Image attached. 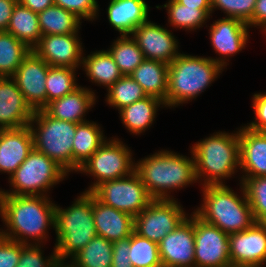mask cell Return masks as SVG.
Segmentation results:
<instances>
[{
	"label": "cell",
	"instance_id": "cell-20",
	"mask_svg": "<svg viewBox=\"0 0 266 267\" xmlns=\"http://www.w3.org/2000/svg\"><path fill=\"white\" fill-rule=\"evenodd\" d=\"M33 148L29 125L17 129H0V173H7L10 177Z\"/></svg>",
	"mask_w": 266,
	"mask_h": 267
},
{
	"label": "cell",
	"instance_id": "cell-43",
	"mask_svg": "<svg viewBox=\"0 0 266 267\" xmlns=\"http://www.w3.org/2000/svg\"><path fill=\"white\" fill-rule=\"evenodd\" d=\"M255 120L245 126L256 132H266V93H254L252 98Z\"/></svg>",
	"mask_w": 266,
	"mask_h": 267
},
{
	"label": "cell",
	"instance_id": "cell-17",
	"mask_svg": "<svg viewBox=\"0 0 266 267\" xmlns=\"http://www.w3.org/2000/svg\"><path fill=\"white\" fill-rule=\"evenodd\" d=\"M249 28L248 24L235 18L224 17L213 22L209 28V38L212 48L221 56L210 58L225 68L228 65L226 57H232L245 48L249 39Z\"/></svg>",
	"mask_w": 266,
	"mask_h": 267
},
{
	"label": "cell",
	"instance_id": "cell-13",
	"mask_svg": "<svg viewBox=\"0 0 266 267\" xmlns=\"http://www.w3.org/2000/svg\"><path fill=\"white\" fill-rule=\"evenodd\" d=\"M49 68L50 65L31 50L12 76L33 111L47 106L45 82Z\"/></svg>",
	"mask_w": 266,
	"mask_h": 267
},
{
	"label": "cell",
	"instance_id": "cell-48",
	"mask_svg": "<svg viewBox=\"0 0 266 267\" xmlns=\"http://www.w3.org/2000/svg\"><path fill=\"white\" fill-rule=\"evenodd\" d=\"M179 4L195 9H211V0H176Z\"/></svg>",
	"mask_w": 266,
	"mask_h": 267
},
{
	"label": "cell",
	"instance_id": "cell-18",
	"mask_svg": "<svg viewBox=\"0 0 266 267\" xmlns=\"http://www.w3.org/2000/svg\"><path fill=\"white\" fill-rule=\"evenodd\" d=\"M78 34L45 35L32 49L50 66L81 67L83 47Z\"/></svg>",
	"mask_w": 266,
	"mask_h": 267
},
{
	"label": "cell",
	"instance_id": "cell-3",
	"mask_svg": "<svg viewBox=\"0 0 266 267\" xmlns=\"http://www.w3.org/2000/svg\"><path fill=\"white\" fill-rule=\"evenodd\" d=\"M191 151L195 158L197 181L200 180L203 186L224 184L223 181L240 169L238 131L234 134L216 132L192 145Z\"/></svg>",
	"mask_w": 266,
	"mask_h": 267
},
{
	"label": "cell",
	"instance_id": "cell-8",
	"mask_svg": "<svg viewBox=\"0 0 266 267\" xmlns=\"http://www.w3.org/2000/svg\"><path fill=\"white\" fill-rule=\"evenodd\" d=\"M68 173L54 160L33 148L26 160L8 178L11 190L0 194L49 196L48 190L63 181Z\"/></svg>",
	"mask_w": 266,
	"mask_h": 267
},
{
	"label": "cell",
	"instance_id": "cell-47",
	"mask_svg": "<svg viewBox=\"0 0 266 267\" xmlns=\"http://www.w3.org/2000/svg\"><path fill=\"white\" fill-rule=\"evenodd\" d=\"M18 2L36 13L42 12L54 4L53 0H18Z\"/></svg>",
	"mask_w": 266,
	"mask_h": 267
},
{
	"label": "cell",
	"instance_id": "cell-19",
	"mask_svg": "<svg viewBox=\"0 0 266 267\" xmlns=\"http://www.w3.org/2000/svg\"><path fill=\"white\" fill-rule=\"evenodd\" d=\"M34 111L12 77H0V129L28 126Z\"/></svg>",
	"mask_w": 266,
	"mask_h": 267
},
{
	"label": "cell",
	"instance_id": "cell-30",
	"mask_svg": "<svg viewBox=\"0 0 266 267\" xmlns=\"http://www.w3.org/2000/svg\"><path fill=\"white\" fill-rule=\"evenodd\" d=\"M42 36L78 34L81 19L55 4L38 13Z\"/></svg>",
	"mask_w": 266,
	"mask_h": 267
},
{
	"label": "cell",
	"instance_id": "cell-10",
	"mask_svg": "<svg viewBox=\"0 0 266 267\" xmlns=\"http://www.w3.org/2000/svg\"><path fill=\"white\" fill-rule=\"evenodd\" d=\"M91 193L105 205L133 217L153 200L135 171L124 178L100 183Z\"/></svg>",
	"mask_w": 266,
	"mask_h": 267
},
{
	"label": "cell",
	"instance_id": "cell-9",
	"mask_svg": "<svg viewBox=\"0 0 266 267\" xmlns=\"http://www.w3.org/2000/svg\"><path fill=\"white\" fill-rule=\"evenodd\" d=\"M134 171L131 150L119 138L113 137L107 139L78 170L93 176L96 181L85 192H92L100 183L124 178Z\"/></svg>",
	"mask_w": 266,
	"mask_h": 267
},
{
	"label": "cell",
	"instance_id": "cell-24",
	"mask_svg": "<svg viewBox=\"0 0 266 267\" xmlns=\"http://www.w3.org/2000/svg\"><path fill=\"white\" fill-rule=\"evenodd\" d=\"M149 9L145 0H110L107 8L109 24L120 36L131 35L149 19Z\"/></svg>",
	"mask_w": 266,
	"mask_h": 267
},
{
	"label": "cell",
	"instance_id": "cell-36",
	"mask_svg": "<svg viewBox=\"0 0 266 267\" xmlns=\"http://www.w3.org/2000/svg\"><path fill=\"white\" fill-rule=\"evenodd\" d=\"M75 71L77 70L70 67L50 66L45 82L47 105L52 100L62 98L80 86L76 82Z\"/></svg>",
	"mask_w": 266,
	"mask_h": 267
},
{
	"label": "cell",
	"instance_id": "cell-32",
	"mask_svg": "<svg viewBox=\"0 0 266 267\" xmlns=\"http://www.w3.org/2000/svg\"><path fill=\"white\" fill-rule=\"evenodd\" d=\"M166 8L168 14V22L171 26L179 29H186L187 31H194L201 26L211 16V9H195L186 7L179 4L176 0H168V2L162 6H156L159 8Z\"/></svg>",
	"mask_w": 266,
	"mask_h": 267
},
{
	"label": "cell",
	"instance_id": "cell-26",
	"mask_svg": "<svg viewBox=\"0 0 266 267\" xmlns=\"http://www.w3.org/2000/svg\"><path fill=\"white\" fill-rule=\"evenodd\" d=\"M103 131L94 121L77 123L72 147L73 172H78L79 168L107 140Z\"/></svg>",
	"mask_w": 266,
	"mask_h": 267
},
{
	"label": "cell",
	"instance_id": "cell-6",
	"mask_svg": "<svg viewBox=\"0 0 266 267\" xmlns=\"http://www.w3.org/2000/svg\"><path fill=\"white\" fill-rule=\"evenodd\" d=\"M55 249L59 261H67L96 235L92 212V193L83 192L67 208L55 207Z\"/></svg>",
	"mask_w": 266,
	"mask_h": 267
},
{
	"label": "cell",
	"instance_id": "cell-28",
	"mask_svg": "<svg viewBox=\"0 0 266 267\" xmlns=\"http://www.w3.org/2000/svg\"><path fill=\"white\" fill-rule=\"evenodd\" d=\"M81 66L92 83L107 89L123 76L108 50H99L83 56Z\"/></svg>",
	"mask_w": 266,
	"mask_h": 267
},
{
	"label": "cell",
	"instance_id": "cell-49",
	"mask_svg": "<svg viewBox=\"0 0 266 267\" xmlns=\"http://www.w3.org/2000/svg\"><path fill=\"white\" fill-rule=\"evenodd\" d=\"M53 267H74L69 261L65 263V261H57V263Z\"/></svg>",
	"mask_w": 266,
	"mask_h": 267
},
{
	"label": "cell",
	"instance_id": "cell-34",
	"mask_svg": "<svg viewBox=\"0 0 266 267\" xmlns=\"http://www.w3.org/2000/svg\"><path fill=\"white\" fill-rule=\"evenodd\" d=\"M107 50L123 75H130L145 59L131 35L117 37Z\"/></svg>",
	"mask_w": 266,
	"mask_h": 267
},
{
	"label": "cell",
	"instance_id": "cell-15",
	"mask_svg": "<svg viewBox=\"0 0 266 267\" xmlns=\"http://www.w3.org/2000/svg\"><path fill=\"white\" fill-rule=\"evenodd\" d=\"M192 213L159 243L163 267L195 266L194 212Z\"/></svg>",
	"mask_w": 266,
	"mask_h": 267
},
{
	"label": "cell",
	"instance_id": "cell-23",
	"mask_svg": "<svg viewBox=\"0 0 266 267\" xmlns=\"http://www.w3.org/2000/svg\"><path fill=\"white\" fill-rule=\"evenodd\" d=\"M96 99L94 90L79 86L62 98L49 102L44 110L56 119L82 123L88 121L85 113L96 104Z\"/></svg>",
	"mask_w": 266,
	"mask_h": 267
},
{
	"label": "cell",
	"instance_id": "cell-16",
	"mask_svg": "<svg viewBox=\"0 0 266 267\" xmlns=\"http://www.w3.org/2000/svg\"><path fill=\"white\" fill-rule=\"evenodd\" d=\"M145 59L163 62L169 65L179 54L178 41L167 28L151 22L149 19L137 27L131 34Z\"/></svg>",
	"mask_w": 266,
	"mask_h": 267
},
{
	"label": "cell",
	"instance_id": "cell-27",
	"mask_svg": "<svg viewBox=\"0 0 266 267\" xmlns=\"http://www.w3.org/2000/svg\"><path fill=\"white\" fill-rule=\"evenodd\" d=\"M147 96H154L166 105L168 65L151 59L143 62L130 74Z\"/></svg>",
	"mask_w": 266,
	"mask_h": 267
},
{
	"label": "cell",
	"instance_id": "cell-37",
	"mask_svg": "<svg viewBox=\"0 0 266 267\" xmlns=\"http://www.w3.org/2000/svg\"><path fill=\"white\" fill-rule=\"evenodd\" d=\"M128 253L133 267H163L159 255V244L135 232L130 236Z\"/></svg>",
	"mask_w": 266,
	"mask_h": 267
},
{
	"label": "cell",
	"instance_id": "cell-38",
	"mask_svg": "<svg viewBox=\"0 0 266 267\" xmlns=\"http://www.w3.org/2000/svg\"><path fill=\"white\" fill-rule=\"evenodd\" d=\"M247 200L256 222L266 218V176L241 177Z\"/></svg>",
	"mask_w": 266,
	"mask_h": 267
},
{
	"label": "cell",
	"instance_id": "cell-41",
	"mask_svg": "<svg viewBox=\"0 0 266 267\" xmlns=\"http://www.w3.org/2000/svg\"><path fill=\"white\" fill-rule=\"evenodd\" d=\"M54 4L75 14L78 18L93 21L100 9L97 0H53Z\"/></svg>",
	"mask_w": 266,
	"mask_h": 267
},
{
	"label": "cell",
	"instance_id": "cell-12",
	"mask_svg": "<svg viewBox=\"0 0 266 267\" xmlns=\"http://www.w3.org/2000/svg\"><path fill=\"white\" fill-rule=\"evenodd\" d=\"M195 266L231 267L229 234L194 213Z\"/></svg>",
	"mask_w": 266,
	"mask_h": 267
},
{
	"label": "cell",
	"instance_id": "cell-1",
	"mask_svg": "<svg viewBox=\"0 0 266 267\" xmlns=\"http://www.w3.org/2000/svg\"><path fill=\"white\" fill-rule=\"evenodd\" d=\"M55 207L48 196L0 194V217L7 227L0 229V235L23 244H30L31 239L43 244L47 230L55 226Z\"/></svg>",
	"mask_w": 266,
	"mask_h": 267
},
{
	"label": "cell",
	"instance_id": "cell-42",
	"mask_svg": "<svg viewBox=\"0 0 266 267\" xmlns=\"http://www.w3.org/2000/svg\"><path fill=\"white\" fill-rule=\"evenodd\" d=\"M23 243L12 241L0 235V267H17Z\"/></svg>",
	"mask_w": 266,
	"mask_h": 267
},
{
	"label": "cell",
	"instance_id": "cell-11",
	"mask_svg": "<svg viewBox=\"0 0 266 267\" xmlns=\"http://www.w3.org/2000/svg\"><path fill=\"white\" fill-rule=\"evenodd\" d=\"M187 217L188 215L175 198L153 199L134 217V232L159 244Z\"/></svg>",
	"mask_w": 266,
	"mask_h": 267
},
{
	"label": "cell",
	"instance_id": "cell-5",
	"mask_svg": "<svg viewBox=\"0 0 266 267\" xmlns=\"http://www.w3.org/2000/svg\"><path fill=\"white\" fill-rule=\"evenodd\" d=\"M223 67L210 57L180 53L168 65L166 107H178L196 99L222 73Z\"/></svg>",
	"mask_w": 266,
	"mask_h": 267
},
{
	"label": "cell",
	"instance_id": "cell-25",
	"mask_svg": "<svg viewBox=\"0 0 266 267\" xmlns=\"http://www.w3.org/2000/svg\"><path fill=\"white\" fill-rule=\"evenodd\" d=\"M166 107L164 101L147 96L119 110L121 121L131 134L139 135L150 128L155 121L159 107Z\"/></svg>",
	"mask_w": 266,
	"mask_h": 267
},
{
	"label": "cell",
	"instance_id": "cell-45",
	"mask_svg": "<svg viewBox=\"0 0 266 267\" xmlns=\"http://www.w3.org/2000/svg\"><path fill=\"white\" fill-rule=\"evenodd\" d=\"M18 0H0V31H6Z\"/></svg>",
	"mask_w": 266,
	"mask_h": 267
},
{
	"label": "cell",
	"instance_id": "cell-31",
	"mask_svg": "<svg viewBox=\"0 0 266 267\" xmlns=\"http://www.w3.org/2000/svg\"><path fill=\"white\" fill-rule=\"evenodd\" d=\"M112 256L113 242L96 235L69 262L74 267H111Z\"/></svg>",
	"mask_w": 266,
	"mask_h": 267
},
{
	"label": "cell",
	"instance_id": "cell-4",
	"mask_svg": "<svg viewBox=\"0 0 266 267\" xmlns=\"http://www.w3.org/2000/svg\"><path fill=\"white\" fill-rule=\"evenodd\" d=\"M239 184L242 196L226 184L202 186L203 204L194 213L228 234L250 228L256 221L243 186Z\"/></svg>",
	"mask_w": 266,
	"mask_h": 267
},
{
	"label": "cell",
	"instance_id": "cell-40",
	"mask_svg": "<svg viewBox=\"0 0 266 267\" xmlns=\"http://www.w3.org/2000/svg\"><path fill=\"white\" fill-rule=\"evenodd\" d=\"M42 244H24L19 257L17 267H53L57 261L56 249L54 246L51 256L46 259L41 250Z\"/></svg>",
	"mask_w": 266,
	"mask_h": 267
},
{
	"label": "cell",
	"instance_id": "cell-50",
	"mask_svg": "<svg viewBox=\"0 0 266 267\" xmlns=\"http://www.w3.org/2000/svg\"><path fill=\"white\" fill-rule=\"evenodd\" d=\"M262 223L266 226V218L262 221Z\"/></svg>",
	"mask_w": 266,
	"mask_h": 267
},
{
	"label": "cell",
	"instance_id": "cell-22",
	"mask_svg": "<svg viewBox=\"0 0 266 267\" xmlns=\"http://www.w3.org/2000/svg\"><path fill=\"white\" fill-rule=\"evenodd\" d=\"M242 177L266 176V132L238 129Z\"/></svg>",
	"mask_w": 266,
	"mask_h": 267
},
{
	"label": "cell",
	"instance_id": "cell-14",
	"mask_svg": "<svg viewBox=\"0 0 266 267\" xmlns=\"http://www.w3.org/2000/svg\"><path fill=\"white\" fill-rule=\"evenodd\" d=\"M231 267H262L266 262V226L255 222L244 231L229 234Z\"/></svg>",
	"mask_w": 266,
	"mask_h": 267
},
{
	"label": "cell",
	"instance_id": "cell-2",
	"mask_svg": "<svg viewBox=\"0 0 266 267\" xmlns=\"http://www.w3.org/2000/svg\"><path fill=\"white\" fill-rule=\"evenodd\" d=\"M173 151L160 150L136 161L135 172L153 199H174L173 190H179L197 182L195 158Z\"/></svg>",
	"mask_w": 266,
	"mask_h": 267
},
{
	"label": "cell",
	"instance_id": "cell-33",
	"mask_svg": "<svg viewBox=\"0 0 266 267\" xmlns=\"http://www.w3.org/2000/svg\"><path fill=\"white\" fill-rule=\"evenodd\" d=\"M31 51L7 31H0V77H12Z\"/></svg>",
	"mask_w": 266,
	"mask_h": 267
},
{
	"label": "cell",
	"instance_id": "cell-35",
	"mask_svg": "<svg viewBox=\"0 0 266 267\" xmlns=\"http://www.w3.org/2000/svg\"><path fill=\"white\" fill-rule=\"evenodd\" d=\"M107 91L106 103L118 111L147 97L142 87L130 75H123Z\"/></svg>",
	"mask_w": 266,
	"mask_h": 267
},
{
	"label": "cell",
	"instance_id": "cell-44",
	"mask_svg": "<svg viewBox=\"0 0 266 267\" xmlns=\"http://www.w3.org/2000/svg\"><path fill=\"white\" fill-rule=\"evenodd\" d=\"M130 237L113 242L111 267H133L129 258Z\"/></svg>",
	"mask_w": 266,
	"mask_h": 267
},
{
	"label": "cell",
	"instance_id": "cell-29",
	"mask_svg": "<svg viewBox=\"0 0 266 267\" xmlns=\"http://www.w3.org/2000/svg\"><path fill=\"white\" fill-rule=\"evenodd\" d=\"M6 31L32 50L42 37L38 13L17 2Z\"/></svg>",
	"mask_w": 266,
	"mask_h": 267
},
{
	"label": "cell",
	"instance_id": "cell-21",
	"mask_svg": "<svg viewBox=\"0 0 266 267\" xmlns=\"http://www.w3.org/2000/svg\"><path fill=\"white\" fill-rule=\"evenodd\" d=\"M92 212L98 236L114 242L130 237L134 232V217L105 205L92 194Z\"/></svg>",
	"mask_w": 266,
	"mask_h": 267
},
{
	"label": "cell",
	"instance_id": "cell-46",
	"mask_svg": "<svg viewBox=\"0 0 266 267\" xmlns=\"http://www.w3.org/2000/svg\"><path fill=\"white\" fill-rule=\"evenodd\" d=\"M258 26V27H257ZM261 28L266 34V0H256L252 17V28Z\"/></svg>",
	"mask_w": 266,
	"mask_h": 267
},
{
	"label": "cell",
	"instance_id": "cell-7",
	"mask_svg": "<svg viewBox=\"0 0 266 267\" xmlns=\"http://www.w3.org/2000/svg\"><path fill=\"white\" fill-rule=\"evenodd\" d=\"M76 125L51 117L44 109L34 111L29 124L34 149L54 160L68 174L73 172L72 147Z\"/></svg>",
	"mask_w": 266,
	"mask_h": 267
},
{
	"label": "cell",
	"instance_id": "cell-39",
	"mask_svg": "<svg viewBox=\"0 0 266 267\" xmlns=\"http://www.w3.org/2000/svg\"><path fill=\"white\" fill-rule=\"evenodd\" d=\"M256 0H211V16L216 8L223 11L227 18L239 19L252 28V17Z\"/></svg>",
	"mask_w": 266,
	"mask_h": 267
}]
</instances>
